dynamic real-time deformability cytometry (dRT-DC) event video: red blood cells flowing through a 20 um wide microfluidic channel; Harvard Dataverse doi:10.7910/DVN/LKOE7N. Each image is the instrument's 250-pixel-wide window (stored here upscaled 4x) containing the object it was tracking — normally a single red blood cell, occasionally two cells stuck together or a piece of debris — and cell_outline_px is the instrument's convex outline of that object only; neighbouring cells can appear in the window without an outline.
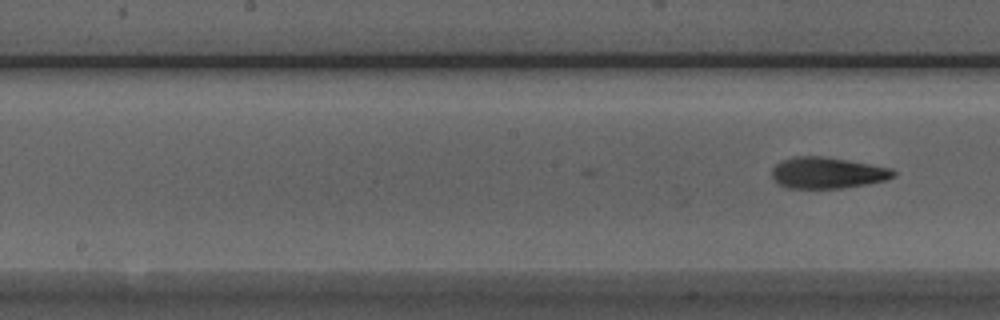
{"species": "Egyptian fruit bat (a non-hibernating species)", "species_latin": "Rousettus aegyptiacus", "temperature_condition": "room temperature", "stored_images_in_passage": 9, "camera_frame_rate_fps": 3000, "um_per_image_px": 0.085, "animal": {"sex": "male"}, "frame": {"image": 1, "passage_image": 9, "time_ms": 2.667, "image_size_px": [1000, 320], "cell_outline_px": [[896, 176], [884, 180], [868, 184], [840, 188], [788, 188], [780, 184], [772, 176], [772, 168], [776, 164], [792, 156], [820, 156], [892, 168], [896, 172]], "centroid_in_image_um": [70.33, 14.69], "position_along_channel_um": 177.9, "area_um2": 21.85}}